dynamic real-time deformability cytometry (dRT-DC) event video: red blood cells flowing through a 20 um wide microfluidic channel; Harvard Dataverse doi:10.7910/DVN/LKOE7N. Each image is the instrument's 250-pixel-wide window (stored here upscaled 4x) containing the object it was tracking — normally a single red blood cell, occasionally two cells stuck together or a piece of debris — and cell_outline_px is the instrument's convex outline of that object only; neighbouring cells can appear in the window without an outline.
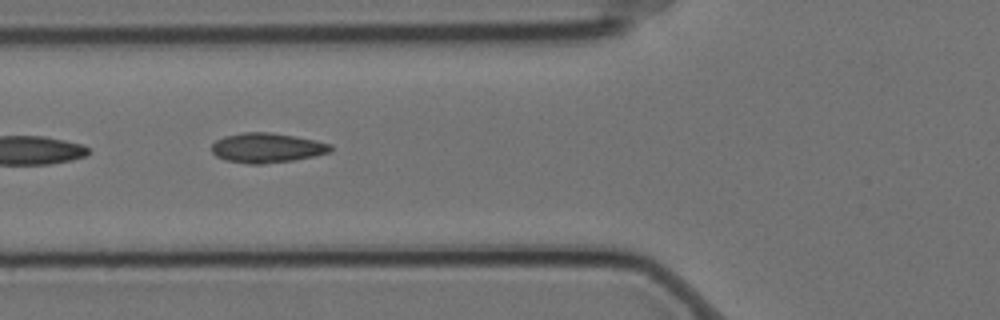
{"species": "Egyptian fruit bat (a non-hibernating species)", "species_latin": "Rousettus aegyptiacus", "temperature_condition": "cold", "stored_images_in_passage": 7, "camera_frame_rate_fps": 3000, "um_per_image_px": 0.085, "animal": {"sex": "female"}, "frame": {"image": 1, "passage_image": 5, "time_ms": 1.333, "image_size_px": [1000, 320], "cell_outline_px": [[332, 152], [292, 160], [264, 164], [248, 164], [224, 160], [216, 156], [212, 152], [212, 144], [216, 140], [224, 136], [244, 132], [268, 132], [296, 136], [316, 140], [332, 144]], "centroid_in_image_um": [22.69, 12.56], "position_along_channel_um": 103.1, "area_um2": 20.69}}
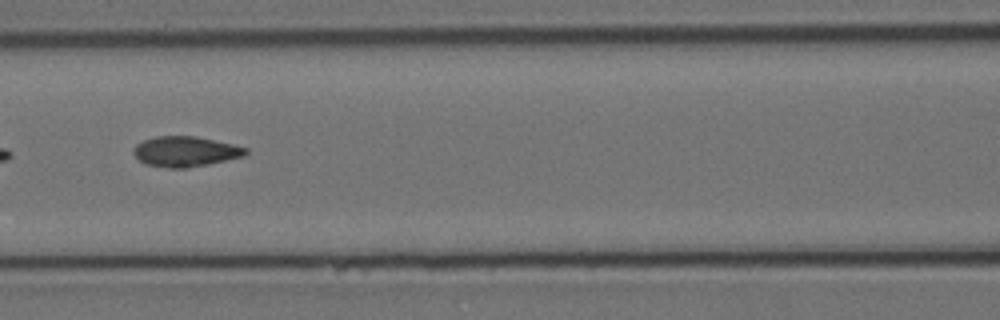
{"frame": {"image": 2, "passage_image": 6, "time_ms": 1.667, "image_size_px": [1000, 320], "cell_outline_px": [[248, 152], [244, 156], [208, 164], [188, 168], [168, 168], [144, 164], [132, 152], [136, 144], [144, 140], [156, 136], [196, 136], [232, 144], [248, 148]], "centroid_in_image_um": [15.75, 12.88], "position_along_channel_um": 150.9, "area_um2": 19.77}}
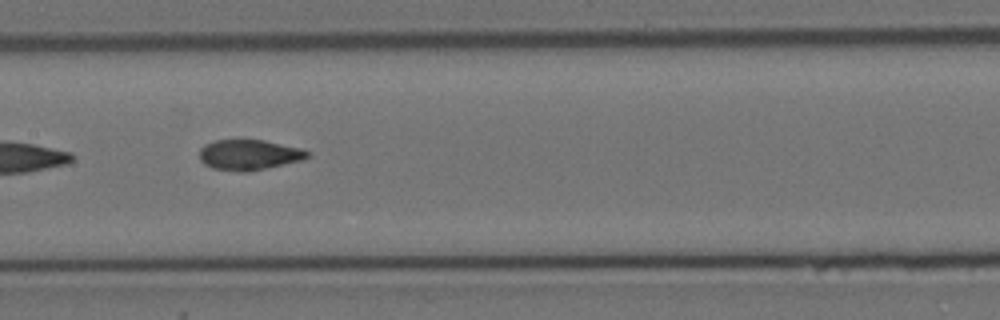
{"frame": {"image": 3, "passage_image": 7, "time_ms": 2.0, "image_size_px": [1000, 320], "cell_outline_px": [[312, 152], [304, 160], [248, 172], [240, 172], [212, 168], [204, 164], [200, 160], [200, 148], [204, 144], [216, 140], [264, 140], [300, 148]], "centroid_in_image_um": [21.18, 13.16], "position_along_channel_um": 186.2, "area_um2": 19.25}}